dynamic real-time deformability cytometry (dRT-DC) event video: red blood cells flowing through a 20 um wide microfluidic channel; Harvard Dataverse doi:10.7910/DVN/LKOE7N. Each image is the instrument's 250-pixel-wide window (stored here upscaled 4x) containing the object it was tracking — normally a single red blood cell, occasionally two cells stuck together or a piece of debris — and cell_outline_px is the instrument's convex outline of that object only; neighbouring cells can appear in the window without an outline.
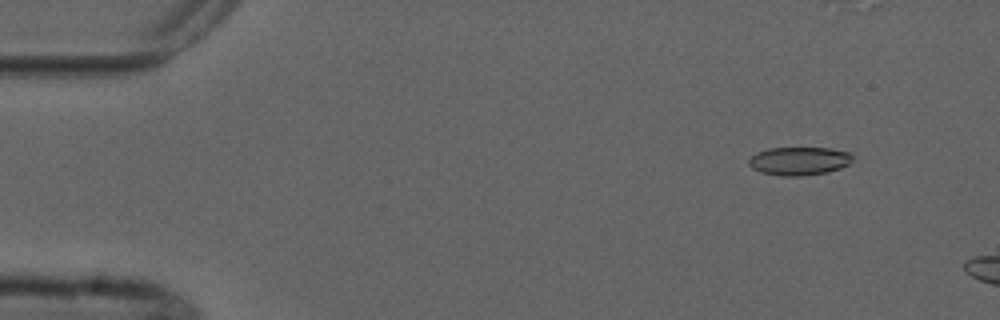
{"species": "common noctule bat (a hibernating species)", "species_latin": "Nyctalus noctula", "temperature_condition": "cold", "stored_images_in_passage": 4, "camera_frame_rate_fps": 3000, "um_per_image_px": 0.085, "animal": {"sex": "male", "forearm_length_mm": 52.5}, "frame": {"image": 1, "passage_image": 2, "time_ms": 1.0, "image_size_px": [1000, 320], "cell_outline_px": [[852, 160], [848, 164], [840, 168], [828, 172], [800, 176], [784, 176], [760, 172], [752, 168], [748, 164], [748, 160], [756, 152], [768, 148], [832, 148], [852, 152]], "centroid_in_image_um": [67.93, 13.68], "position_along_channel_um": 17.1, "area_um2": 17.22}}